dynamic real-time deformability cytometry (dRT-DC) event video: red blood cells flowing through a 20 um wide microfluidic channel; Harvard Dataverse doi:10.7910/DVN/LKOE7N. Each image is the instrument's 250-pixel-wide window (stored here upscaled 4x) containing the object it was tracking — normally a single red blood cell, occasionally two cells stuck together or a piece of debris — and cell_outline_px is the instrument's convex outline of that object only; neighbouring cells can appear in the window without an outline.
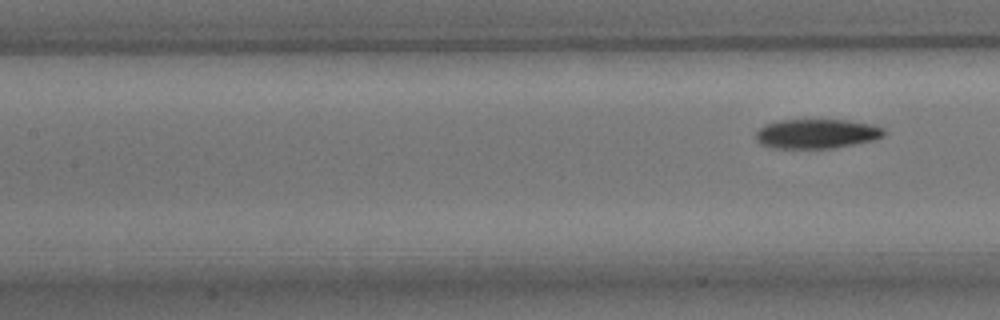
{"species": "common noctule bat (a hibernating species)", "species_latin": "Nyctalus noctula", "temperature_condition": "room temperature", "stored_images_in_passage": 7, "camera_frame_rate_fps": 3000, "um_per_image_px": 0.085, "animal": {"sex": "male", "body_mass_g": 15.6}, "frame": {"image": 1, "passage_image": 7, "time_ms": 8.0, "image_size_px": [1000, 320], "cell_outline_px": [[884, 136], [876, 140], [836, 148], [772, 148], [760, 144], [756, 140], [756, 132], [764, 124], [780, 120], [848, 120], [872, 124], [884, 128]], "centroid_in_image_um": [69.43, 11.37], "position_along_channel_um": 138.0, "area_um2": 22.25}}